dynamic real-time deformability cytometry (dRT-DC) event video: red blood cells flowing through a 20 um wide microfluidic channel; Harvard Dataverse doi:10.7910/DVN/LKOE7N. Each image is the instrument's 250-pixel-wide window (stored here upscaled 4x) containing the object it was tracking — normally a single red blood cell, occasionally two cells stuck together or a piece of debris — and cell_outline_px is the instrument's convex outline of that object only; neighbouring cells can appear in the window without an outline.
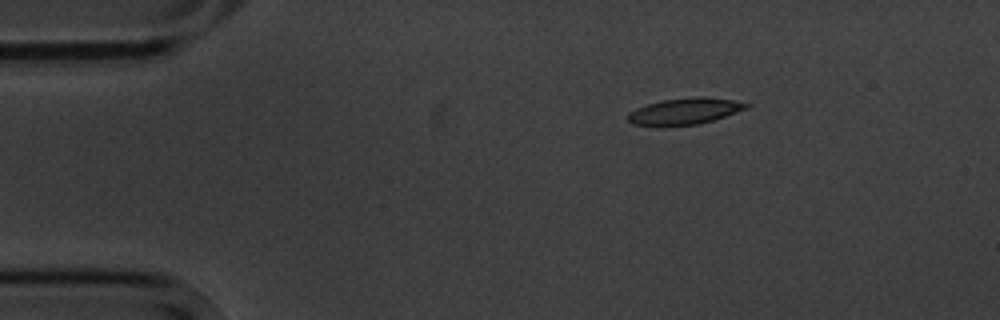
{"species": "common noctule bat (a hibernating species)", "species_latin": "Nyctalus noctula", "temperature_condition": "cold", "stored_images_in_passage": 3, "camera_frame_rate_fps": 3000, "um_per_image_px": 0.085, "animal": {"sex": "male", "body_mass_g": 20.1, "forearm_length_mm": 53.5}, "frame": {"image": 1, "passage_image": 1, "time_ms": 0.0, "image_size_px": [1000, 320], "cell_outline_px": [[752, 104], [748, 108], [700, 124], [632, 124], [628, 120], [628, 112], [636, 108], [648, 104], [664, 100], [696, 96], [704, 96], [732, 100]], "centroid_in_image_um": [58.25, 9.42], "position_along_channel_um": 26.8, "area_um2": 17.63}}